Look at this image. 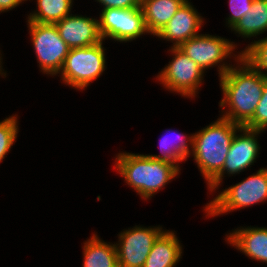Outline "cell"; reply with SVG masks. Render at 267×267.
Instances as JSON below:
<instances>
[{
	"label": "cell",
	"instance_id": "cell-1",
	"mask_svg": "<svg viewBox=\"0 0 267 267\" xmlns=\"http://www.w3.org/2000/svg\"><path fill=\"white\" fill-rule=\"evenodd\" d=\"M233 56L238 66L233 65L220 77L223 98L219 106L223 111L221 117L244 126L256 111L262 96L265 76L242 58V52Z\"/></svg>",
	"mask_w": 267,
	"mask_h": 267
},
{
	"label": "cell",
	"instance_id": "cell-2",
	"mask_svg": "<svg viewBox=\"0 0 267 267\" xmlns=\"http://www.w3.org/2000/svg\"><path fill=\"white\" fill-rule=\"evenodd\" d=\"M114 168L142 200H150L180 173L175 164L129 152L116 155Z\"/></svg>",
	"mask_w": 267,
	"mask_h": 267
},
{
	"label": "cell",
	"instance_id": "cell-3",
	"mask_svg": "<svg viewBox=\"0 0 267 267\" xmlns=\"http://www.w3.org/2000/svg\"><path fill=\"white\" fill-rule=\"evenodd\" d=\"M241 125L223 117L193 134L192 151L207 185L222 171L236 131Z\"/></svg>",
	"mask_w": 267,
	"mask_h": 267
},
{
	"label": "cell",
	"instance_id": "cell-4",
	"mask_svg": "<svg viewBox=\"0 0 267 267\" xmlns=\"http://www.w3.org/2000/svg\"><path fill=\"white\" fill-rule=\"evenodd\" d=\"M267 200V168L220 192L204 207L207 217H216Z\"/></svg>",
	"mask_w": 267,
	"mask_h": 267
},
{
	"label": "cell",
	"instance_id": "cell-5",
	"mask_svg": "<svg viewBox=\"0 0 267 267\" xmlns=\"http://www.w3.org/2000/svg\"><path fill=\"white\" fill-rule=\"evenodd\" d=\"M103 40L88 47L71 48L59 72L63 83L84 90L106 68Z\"/></svg>",
	"mask_w": 267,
	"mask_h": 267
},
{
	"label": "cell",
	"instance_id": "cell-6",
	"mask_svg": "<svg viewBox=\"0 0 267 267\" xmlns=\"http://www.w3.org/2000/svg\"><path fill=\"white\" fill-rule=\"evenodd\" d=\"M31 42L43 74H59L70 47L60 37L55 24L27 21Z\"/></svg>",
	"mask_w": 267,
	"mask_h": 267
},
{
	"label": "cell",
	"instance_id": "cell-7",
	"mask_svg": "<svg viewBox=\"0 0 267 267\" xmlns=\"http://www.w3.org/2000/svg\"><path fill=\"white\" fill-rule=\"evenodd\" d=\"M170 52L173 58L161 69L156 80L172 93L195 98L204 80V70L178 47L171 46Z\"/></svg>",
	"mask_w": 267,
	"mask_h": 267
},
{
	"label": "cell",
	"instance_id": "cell-8",
	"mask_svg": "<svg viewBox=\"0 0 267 267\" xmlns=\"http://www.w3.org/2000/svg\"><path fill=\"white\" fill-rule=\"evenodd\" d=\"M178 48L195 61L204 72L208 68L218 66V76L221 77L233 66L227 62L225 64L223 61L234 54L237 45L220 36L198 34L182 43ZM221 62L223 63L221 64Z\"/></svg>",
	"mask_w": 267,
	"mask_h": 267
},
{
	"label": "cell",
	"instance_id": "cell-9",
	"mask_svg": "<svg viewBox=\"0 0 267 267\" xmlns=\"http://www.w3.org/2000/svg\"><path fill=\"white\" fill-rule=\"evenodd\" d=\"M98 24L103 40L111 38L121 43L131 42L141 35L149 34L141 7L102 9Z\"/></svg>",
	"mask_w": 267,
	"mask_h": 267
},
{
	"label": "cell",
	"instance_id": "cell-10",
	"mask_svg": "<svg viewBox=\"0 0 267 267\" xmlns=\"http://www.w3.org/2000/svg\"><path fill=\"white\" fill-rule=\"evenodd\" d=\"M238 132L240 133L237 134ZM262 132L264 131L253 130L244 126L236 131L222 171L207 185L211 193L221 185L225 174L229 176L239 174L256 162L260 151L258 135Z\"/></svg>",
	"mask_w": 267,
	"mask_h": 267
},
{
	"label": "cell",
	"instance_id": "cell-11",
	"mask_svg": "<svg viewBox=\"0 0 267 267\" xmlns=\"http://www.w3.org/2000/svg\"><path fill=\"white\" fill-rule=\"evenodd\" d=\"M164 231L161 226H134L118 234L115 244L119 267H144L145 261L158 236Z\"/></svg>",
	"mask_w": 267,
	"mask_h": 267
},
{
	"label": "cell",
	"instance_id": "cell-12",
	"mask_svg": "<svg viewBox=\"0 0 267 267\" xmlns=\"http://www.w3.org/2000/svg\"><path fill=\"white\" fill-rule=\"evenodd\" d=\"M203 24V17L187 0L155 36L171 41L172 47H179L185 41L200 34L199 31Z\"/></svg>",
	"mask_w": 267,
	"mask_h": 267
},
{
	"label": "cell",
	"instance_id": "cell-13",
	"mask_svg": "<svg viewBox=\"0 0 267 267\" xmlns=\"http://www.w3.org/2000/svg\"><path fill=\"white\" fill-rule=\"evenodd\" d=\"M60 37L70 48L88 47L101 42L98 19L69 14L55 23Z\"/></svg>",
	"mask_w": 267,
	"mask_h": 267
},
{
	"label": "cell",
	"instance_id": "cell-14",
	"mask_svg": "<svg viewBox=\"0 0 267 267\" xmlns=\"http://www.w3.org/2000/svg\"><path fill=\"white\" fill-rule=\"evenodd\" d=\"M225 241L247 257L267 263L266 227L237 228L226 236Z\"/></svg>",
	"mask_w": 267,
	"mask_h": 267
},
{
	"label": "cell",
	"instance_id": "cell-15",
	"mask_svg": "<svg viewBox=\"0 0 267 267\" xmlns=\"http://www.w3.org/2000/svg\"><path fill=\"white\" fill-rule=\"evenodd\" d=\"M173 231L164 230L155 240L144 267H174L182 258V245Z\"/></svg>",
	"mask_w": 267,
	"mask_h": 267
},
{
	"label": "cell",
	"instance_id": "cell-16",
	"mask_svg": "<svg viewBox=\"0 0 267 267\" xmlns=\"http://www.w3.org/2000/svg\"><path fill=\"white\" fill-rule=\"evenodd\" d=\"M187 0H142L147 31L155 36Z\"/></svg>",
	"mask_w": 267,
	"mask_h": 267
},
{
	"label": "cell",
	"instance_id": "cell-17",
	"mask_svg": "<svg viewBox=\"0 0 267 267\" xmlns=\"http://www.w3.org/2000/svg\"><path fill=\"white\" fill-rule=\"evenodd\" d=\"M83 245L82 267H119L115 243L104 242L94 233Z\"/></svg>",
	"mask_w": 267,
	"mask_h": 267
},
{
	"label": "cell",
	"instance_id": "cell-18",
	"mask_svg": "<svg viewBox=\"0 0 267 267\" xmlns=\"http://www.w3.org/2000/svg\"><path fill=\"white\" fill-rule=\"evenodd\" d=\"M169 131H171V137L172 133L177 136L176 139L173 140L170 137ZM169 131L167 130V132H169L168 135H165L160 139V154L149 156L157 160L175 164L179 169H181L179 167V163L182 161H187V158L190 157V153L192 151L193 134L187 136V134H181L177 131L174 132L172 129Z\"/></svg>",
	"mask_w": 267,
	"mask_h": 267
},
{
	"label": "cell",
	"instance_id": "cell-19",
	"mask_svg": "<svg viewBox=\"0 0 267 267\" xmlns=\"http://www.w3.org/2000/svg\"><path fill=\"white\" fill-rule=\"evenodd\" d=\"M243 36L251 38L267 31V0H253L250 10L231 29Z\"/></svg>",
	"mask_w": 267,
	"mask_h": 267
},
{
	"label": "cell",
	"instance_id": "cell-20",
	"mask_svg": "<svg viewBox=\"0 0 267 267\" xmlns=\"http://www.w3.org/2000/svg\"><path fill=\"white\" fill-rule=\"evenodd\" d=\"M73 0H37L38 9L29 14L27 21L55 24L71 12Z\"/></svg>",
	"mask_w": 267,
	"mask_h": 267
},
{
	"label": "cell",
	"instance_id": "cell-21",
	"mask_svg": "<svg viewBox=\"0 0 267 267\" xmlns=\"http://www.w3.org/2000/svg\"><path fill=\"white\" fill-rule=\"evenodd\" d=\"M241 52L243 59L263 76L267 77V37L258 41L254 40Z\"/></svg>",
	"mask_w": 267,
	"mask_h": 267
},
{
	"label": "cell",
	"instance_id": "cell-22",
	"mask_svg": "<svg viewBox=\"0 0 267 267\" xmlns=\"http://www.w3.org/2000/svg\"><path fill=\"white\" fill-rule=\"evenodd\" d=\"M18 130L17 115L9 116L0 121V163L16 142Z\"/></svg>",
	"mask_w": 267,
	"mask_h": 267
},
{
	"label": "cell",
	"instance_id": "cell-23",
	"mask_svg": "<svg viewBox=\"0 0 267 267\" xmlns=\"http://www.w3.org/2000/svg\"><path fill=\"white\" fill-rule=\"evenodd\" d=\"M244 127L258 131L267 129V77H265L262 96L256 107V111Z\"/></svg>",
	"mask_w": 267,
	"mask_h": 267
},
{
	"label": "cell",
	"instance_id": "cell-24",
	"mask_svg": "<svg viewBox=\"0 0 267 267\" xmlns=\"http://www.w3.org/2000/svg\"><path fill=\"white\" fill-rule=\"evenodd\" d=\"M231 13L226 19L228 28L232 29L239 20L250 10L253 0H229Z\"/></svg>",
	"mask_w": 267,
	"mask_h": 267
},
{
	"label": "cell",
	"instance_id": "cell-25",
	"mask_svg": "<svg viewBox=\"0 0 267 267\" xmlns=\"http://www.w3.org/2000/svg\"><path fill=\"white\" fill-rule=\"evenodd\" d=\"M101 5H103V9L108 8H134L141 7L142 0H96Z\"/></svg>",
	"mask_w": 267,
	"mask_h": 267
},
{
	"label": "cell",
	"instance_id": "cell-26",
	"mask_svg": "<svg viewBox=\"0 0 267 267\" xmlns=\"http://www.w3.org/2000/svg\"><path fill=\"white\" fill-rule=\"evenodd\" d=\"M23 1L27 0H0V12L10 11Z\"/></svg>",
	"mask_w": 267,
	"mask_h": 267
},
{
	"label": "cell",
	"instance_id": "cell-27",
	"mask_svg": "<svg viewBox=\"0 0 267 267\" xmlns=\"http://www.w3.org/2000/svg\"><path fill=\"white\" fill-rule=\"evenodd\" d=\"M0 55H1V53H0ZM4 70L2 69V58H1V56H0V76H4V77H6V74L3 72Z\"/></svg>",
	"mask_w": 267,
	"mask_h": 267
}]
</instances>
